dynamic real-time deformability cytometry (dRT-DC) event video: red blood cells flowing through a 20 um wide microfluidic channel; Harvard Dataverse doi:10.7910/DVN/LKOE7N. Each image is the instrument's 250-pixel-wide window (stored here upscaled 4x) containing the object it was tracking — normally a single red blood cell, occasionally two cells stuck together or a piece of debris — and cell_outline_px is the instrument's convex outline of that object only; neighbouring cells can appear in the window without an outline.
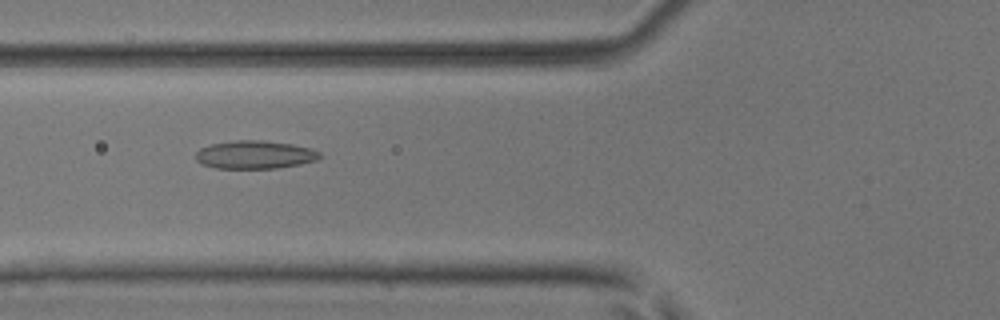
{"species": "common noctule bat (a hibernating species)", "species_latin": "Nyctalus noctula", "temperature_condition": "room temperature", "stored_images_in_passage": 44, "camera_frame_rate_fps": 3000, "um_per_image_px": 0.085, "animal": {"sex": "male", "body_mass_g": 17.9, "forearm_length_mm": 54.2}, "frame": {"image": 1, "passage_image": 13, "time_ms": 4.0, "image_size_px": [1000, 320], "cell_outline_px": [[320, 156], [316, 160], [300, 164], [276, 168], [216, 168], [200, 164], [196, 160], [196, 152], [200, 148], [212, 144], [236, 140], [260, 140], [292, 144], [312, 148], [320, 152]], "centroid_in_image_um": [21.65, 13.15], "position_along_channel_um": 104.2, "area_um2": 20.29}}
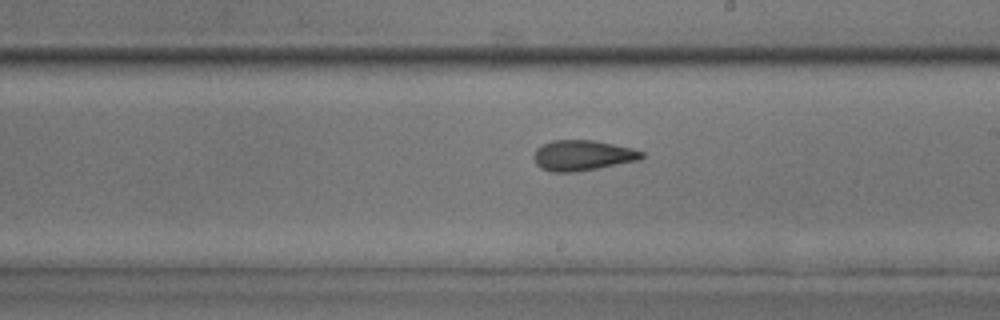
{"frame": {"image": 2, "passage_image": 23, "time_ms": 7.333, "image_size_px": [1000, 320], "cell_outline_px": [[644, 156], [640, 160], [576, 172], [552, 172], [540, 168], [536, 164], [532, 156], [536, 148], [552, 140], [592, 140], [632, 148], [644, 152]], "centroid_in_image_um": [49.49, 13.21], "position_along_channel_um": 239.5, "area_um2": 19.19}}
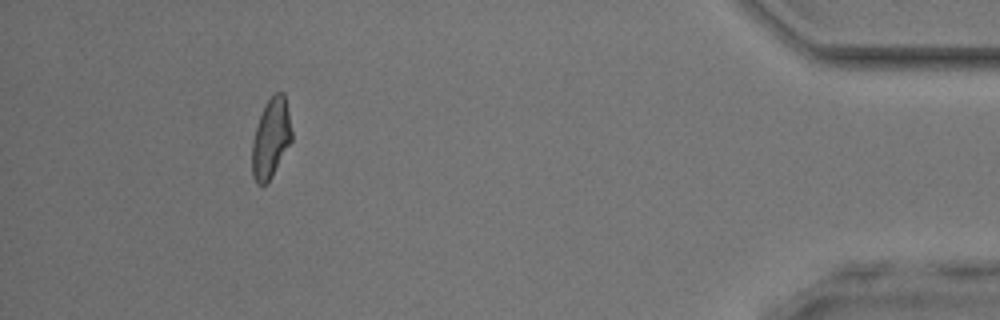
{"frame": {"image": 3, "passage_image": 40, "time_ms": 13.0, "image_size_px": [1000, 320], "cell_outline_px": [[292, 140], [272, 176], [264, 184], [256, 184], [252, 176], [252, 140], [260, 116], [268, 100], [276, 92], [284, 92], [292, 132]], "centroid_in_image_um": [23.02, 11.77], "position_along_channel_um": 412.2, "area_um2": 18.09}, "authors_computed_cell_mechanics": {"area_um2": 18.9873, "velocity_mm_per_s": 4.0721, "shape_relaxation_time_tau1_ms": 7.403, "shape_relaxation_time_tau2_ms": 2.4968, "deformation_change_tau1": 0.1669, "deformation_change_tau2": 0.1056}}